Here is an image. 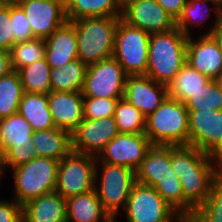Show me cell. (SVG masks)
<instances>
[{
	"label": "cell",
	"instance_id": "6da1fadb",
	"mask_svg": "<svg viewBox=\"0 0 222 222\" xmlns=\"http://www.w3.org/2000/svg\"><path fill=\"white\" fill-rule=\"evenodd\" d=\"M171 167L181 181L184 217L190 219L204 204L212 184L220 177L216 159L190 145L171 146Z\"/></svg>",
	"mask_w": 222,
	"mask_h": 222
},
{
	"label": "cell",
	"instance_id": "7a4b0ae2",
	"mask_svg": "<svg viewBox=\"0 0 222 222\" xmlns=\"http://www.w3.org/2000/svg\"><path fill=\"white\" fill-rule=\"evenodd\" d=\"M136 182L153 187L184 217V193L179 177L171 167V146L153 145L136 170Z\"/></svg>",
	"mask_w": 222,
	"mask_h": 222
},
{
	"label": "cell",
	"instance_id": "3957f363",
	"mask_svg": "<svg viewBox=\"0 0 222 222\" xmlns=\"http://www.w3.org/2000/svg\"><path fill=\"white\" fill-rule=\"evenodd\" d=\"M187 40L177 27L150 34L146 76L168 86L186 64Z\"/></svg>",
	"mask_w": 222,
	"mask_h": 222
},
{
	"label": "cell",
	"instance_id": "277c9868",
	"mask_svg": "<svg viewBox=\"0 0 222 222\" xmlns=\"http://www.w3.org/2000/svg\"><path fill=\"white\" fill-rule=\"evenodd\" d=\"M121 17H87L76 27L78 59L87 66L113 57L115 32Z\"/></svg>",
	"mask_w": 222,
	"mask_h": 222
},
{
	"label": "cell",
	"instance_id": "5b68a950",
	"mask_svg": "<svg viewBox=\"0 0 222 222\" xmlns=\"http://www.w3.org/2000/svg\"><path fill=\"white\" fill-rule=\"evenodd\" d=\"M188 118L185 104L167 97L158 109L146 117L145 135L152 145H188Z\"/></svg>",
	"mask_w": 222,
	"mask_h": 222
},
{
	"label": "cell",
	"instance_id": "8992f818",
	"mask_svg": "<svg viewBox=\"0 0 222 222\" xmlns=\"http://www.w3.org/2000/svg\"><path fill=\"white\" fill-rule=\"evenodd\" d=\"M59 160L37 156L32 161L12 168L14 199L21 205L55 190Z\"/></svg>",
	"mask_w": 222,
	"mask_h": 222
},
{
	"label": "cell",
	"instance_id": "52a82bcc",
	"mask_svg": "<svg viewBox=\"0 0 222 222\" xmlns=\"http://www.w3.org/2000/svg\"><path fill=\"white\" fill-rule=\"evenodd\" d=\"M98 166L99 163H96L94 189L102 203L104 211L112 220H117L120 208H123L122 210L125 209L128 198L136 183V171L124 166L107 163H100V167L102 168H98ZM99 169L101 172L98 171ZM98 179L100 183L97 181ZM97 182L99 188L96 187Z\"/></svg>",
	"mask_w": 222,
	"mask_h": 222
},
{
	"label": "cell",
	"instance_id": "ba28073f",
	"mask_svg": "<svg viewBox=\"0 0 222 222\" xmlns=\"http://www.w3.org/2000/svg\"><path fill=\"white\" fill-rule=\"evenodd\" d=\"M33 129L19 113L0 120V162L5 168H15L37 157L32 140Z\"/></svg>",
	"mask_w": 222,
	"mask_h": 222
},
{
	"label": "cell",
	"instance_id": "9c48e42d",
	"mask_svg": "<svg viewBox=\"0 0 222 222\" xmlns=\"http://www.w3.org/2000/svg\"><path fill=\"white\" fill-rule=\"evenodd\" d=\"M150 34L121 18L115 32L113 57L127 76L146 75Z\"/></svg>",
	"mask_w": 222,
	"mask_h": 222
},
{
	"label": "cell",
	"instance_id": "30bf717a",
	"mask_svg": "<svg viewBox=\"0 0 222 222\" xmlns=\"http://www.w3.org/2000/svg\"><path fill=\"white\" fill-rule=\"evenodd\" d=\"M96 156L71 151L58 166L55 190L67 199L95 187Z\"/></svg>",
	"mask_w": 222,
	"mask_h": 222
},
{
	"label": "cell",
	"instance_id": "8fae6325",
	"mask_svg": "<svg viewBox=\"0 0 222 222\" xmlns=\"http://www.w3.org/2000/svg\"><path fill=\"white\" fill-rule=\"evenodd\" d=\"M124 211L128 222H176L181 217L153 187L138 182Z\"/></svg>",
	"mask_w": 222,
	"mask_h": 222
},
{
	"label": "cell",
	"instance_id": "7c38bea8",
	"mask_svg": "<svg viewBox=\"0 0 222 222\" xmlns=\"http://www.w3.org/2000/svg\"><path fill=\"white\" fill-rule=\"evenodd\" d=\"M188 145L213 156L222 163V111L188 110Z\"/></svg>",
	"mask_w": 222,
	"mask_h": 222
},
{
	"label": "cell",
	"instance_id": "4fadbf2b",
	"mask_svg": "<svg viewBox=\"0 0 222 222\" xmlns=\"http://www.w3.org/2000/svg\"><path fill=\"white\" fill-rule=\"evenodd\" d=\"M127 74L114 57L89 65L86 71L83 97L121 99Z\"/></svg>",
	"mask_w": 222,
	"mask_h": 222
},
{
	"label": "cell",
	"instance_id": "5bb4252c",
	"mask_svg": "<svg viewBox=\"0 0 222 222\" xmlns=\"http://www.w3.org/2000/svg\"><path fill=\"white\" fill-rule=\"evenodd\" d=\"M152 146L145 133H119L100 151L96 161L136 171Z\"/></svg>",
	"mask_w": 222,
	"mask_h": 222
},
{
	"label": "cell",
	"instance_id": "9a60e30c",
	"mask_svg": "<svg viewBox=\"0 0 222 222\" xmlns=\"http://www.w3.org/2000/svg\"><path fill=\"white\" fill-rule=\"evenodd\" d=\"M119 133L114 116L102 119L84 118L71 134L72 151L97 156Z\"/></svg>",
	"mask_w": 222,
	"mask_h": 222
},
{
	"label": "cell",
	"instance_id": "2e32d148",
	"mask_svg": "<svg viewBox=\"0 0 222 222\" xmlns=\"http://www.w3.org/2000/svg\"><path fill=\"white\" fill-rule=\"evenodd\" d=\"M28 18L33 36L45 39L68 20L65 5L59 0L15 1Z\"/></svg>",
	"mask_w": 222,
	"mask_h": 222
},
{
	"label": "cell",
	"instance_id": "e0dca14e",
	"mask_svg": "<svg viewBox=\"0 0 222 222\" xmlns=\"http://www.w3.org/2000/svg\"><path fill=\"white\" fill-rule=\"evenodd\" d=\"M121 19L149 34L169 31L176 20L156 0H135L122 8Z\"/></svg>",
	"mask_w": 222,
	"mask_h": 222
},
{
	"label": "cell",
	"instance_id": "ac0fdd59",
	"mask_svg": "<svg viewBox=\"0 0 222 222\" xmlns=\"http://www.w3.org/2000/svg\"><path fill=\"white\" fill-rule=\"evenodd\" d=\"M186 63L210 80H218L222 71V52L213 35L187 40Z\"/></svg>",
	"mask_w": 222,
	"mask_h": 222
},
{
	"label": "cell",
	"instance_id": "d6986e66",
	"mask_svg": "<svg viewBox=\"0 0 222 222\" xmlns=\"http://www.w3.org/2000/svg\"><path fill=\"white\" fill-rule=\"evenodd\" d=\"M167 97V86L157 83L149 76L126 77L124 98L145 117L158 109Z\"/></svg>",
	"mask_w": 222,
	"mask_h": 222
},
{
	"label": "cell",
	"instance_id": "ffe728a7",
	"mask_svg": "<svg viewBox=\"0 0 222 222\" xmlns=\"http://www.w3.org/2000/svg\"><path fill=\"white\" fill-rule=\"evenodd\" d=\"M47 98L55 127L72 134L84 120L82 92L50 91Z\"/></svg>",
	"mask_w": 222,
	"mask_h": 222
},
{
	"label": "cell",
	"instance_id": "44dd1931",
	"mask_svg": "<svg viewBox=\"0 0 222 222\" xmlns=\"http://www.w3.org/2000/svg\"><path fill=\"white\" fill-rule=\"evenodd\" d=\"M44 40L45 58L51 68L78 59L76 27L72 22L67 21Z\"/></svg>",
	"mask_w": 222,
	"mask_h": 222
},
{
	"label": "cell",
	"instance_id": "7402d4cb",
	"mask_svg": "<svg viewBox=\"0 0 222 222\" xmlns=\"http://www.w3.org/2000/svg\"><path fill=\"white\" fill-rule=\"evenodd\" d=\"M23 222H67L66 199L56 191L22 205Z\"/></svg>",
	"mask_w": 222,
	"mask_h": 222
},
{
	"label": "cell",
	"instance_id": "603a6c76",
	"mask_svg": "<svg viewBox=\"0 0 222 222\" xmlns=\"http://www.w3.org/2000/svg\"><path fill=\"white\" fill-rule=\"evenodd\" d=\"M209 2V4H207ZM212 3L215 12V24L209 27V30L202 34V36L212 35L214 30L221 24V5L218 0H188L183 6L181 15L176 20V27L179 28L187 38L192 36L190 34V27L194 25H201L210 18L211 9L209 7ZM210 9V10H209Z\"/></svg>",
	"mask_w": 222,
	"mask_h": 222
},
{
	"label": "cell",
	"instance_id": "cb8c5ba5",
	"mask_svg": "<svg viewBox=\"0 0 222 222\" xmlns=\"http://www.w3.org/2000/svg\"><path fill=\"white\" fill-rule=\"evenodd\" d=\"M67 222H111L95 189L66 199Z\"/></svg>",
	"mask_w": 222,
	"mask_h": 222
},
{
	"label": "cell",
	"instance_id": "d4e9b609",
	"mask_svg": "<svg viewBox=\"0 0 222 222\" xmlns=\"http://www.w3.org/2000/svg\"><path fill=\"white\" fill-rule=\"evenodd\" d=\"M37 156L61 161L72 151L71 134L65 130L53 128L34 131L32 140Z\"/></svg>",
	"mask_w": 222,
	"mask_h": 222
},
{
	"label": "cell",
	"instance_id": "484cf974",
	"mask_svg": "<svg viewBox=\"0 0 222 222\" xmlns=\"http://www.w3.org/2000/svg\"><path fill=\"white\" fill-rule=\"evenodd\" d=\"M18 113L30 123L33 131L55 128L46 94L24 92Z\"/></svg>",
	"mask_w": 222,
	"mask_h": 222
},
{
	"label": "cell",
	"instance_id": "4316f807",
	"mask_svg": "<svg viewBox=\"0 0 222 222\" xmlns=\"http://www.w3.org/2000/svg\"><path fill=\"white\" fill-rule=\"evenodd\" d=\"M69 22L87 17H121L118 0H69L65 5Z\"/></svg>",
	"mask_w": 222,
	"mask_h": 222
},
{
	"label": "cell",
	"instance_id": "83f0119b",
	"mask_svg": "<svg viewBox=\"0 0 222 222\" xmlns=\"http://www.w3.org/2000/svg\"><path fill=\"white\" fill-rule=\"evenodd\" d=\"M88 66L79 59L70 61L62 67L51 68L52 91L82 92Z\"/></svg>",
	"mask_w": 222,
	"mask_h": 222
},
{
	"label": "cell",
	"instance_id": "f1b7e54d",
	"mask_svg": "<svg viewBox=\"0 0 222 222\" xmlns=\"http://www.w3.org/2000/svg\"><path fill=\"white\" fill-rule=\"evenodd\" d=\"M209 81L210 79L208 77L200 74L186 63L168 84V97L184 103Z\"/></svg>",
	"mask_w": 222,
	"mask_h": 222
},
{
	"label": "cell",
	"instance_id": "f546056e",
	"mask_svg": "<svg viewBox=\"0 0 222 222\" xmlns=\"http://www.w3.org/2000/svg\"><path fill=\"white\" fill-rule=\"evenodd\" d=\"M50 70L46 58L20 68L18 73L24 92L48 95L52 91Z\"/></svg>",
	"mask_w": 222,
	"mask_h": 222
},
{
	"label": "cell",
	"instance_id": "4dcf8cb0",
	"mask_svg": "<svg viewBox=\"0 0 222 222\" xmlns=\"http://www.w3.org/2000/svg\"><path fill=\"white\" fill-rule=\"evenodd\" d=\"M23 94L18 71L11 70L0 78V120L18 113Z\"/></svg>",
	"mask_w": 222,
	"mask_h": 222
},
{
	"label": "cell",
	"instance_id": "1f68e13d",
	"mask_svg": "<svg viewBox=\"0 0 222 222\" xmlns=\"http://www.w3.org/2000/svg\"><path fill=\"white\" fill-rule=\"evenodd\" d=\"M114 118L120 133H145L146 117L124 97L117 101Z\"/></svg>",
	"mask_w": 222,
	"mask_h": 222
},
{
	"label": "cell",
	"instance_id": "d6a6232c",
	"mask_svg": "<svg viewBox=\"0 0 222 222\" xmlns=\"http://www.w3.org/2000/svg\"><path fill=\"white\" fill-rule=\"evenodd\" d=\"M45 40L33 38L19 42L10 50L11 68L18 71L20 68L45 58Z\"/></svg>",
	"mask_w": 222,
	"mask_h": 222
},
{
	"label": "cell",
	"instance_id": "836d02e7",
	"mask_svg": "<svg viewBox=\"0 0 222 222\" xmlns=\"http://www.w3.org/2000/svg\"><path fill=\"white\" fill-rule=\"evenodd\" d=\"M187 110L222 111V85L217 80H210L185 102Z\"/></svg>",
	"mask_w": 222,
	"mask_h": 222
},
{
	"label": "cell",
	"instance_id": "e575fe53",
	"mask_svg": "<svg viewBox=\"0 0 222 222\" xmlns=\"http://www.w3.org/2000/svg\"><path fill=\"white\" fill-rule=\"evenodd\" d=\"M190 222H222V177L220 176L210 189L206 201L200 206Z\"/></svg>",
	"mask_w": 222,
	"mask_h": 222
},
{
	"label": "cell",
	"instance_id": "d590c367",
	"mask_svg": "<svg viewBox=\"0 0 222 222\" xmlns=\"http://www.w3.org/2000/svg\"><path fill=\"white\" fill-rule=\"evenodd\" d=\"M117 101L118 99L84 97V118L102 119L104 117H113Z\"/></svg>",
	"mask_w": 222,
	"mask_h": 222
},
{
	"label": "cell",
	"instance_id": "8d00e7d4",
	"mask_svg": "<svg viewBox=\"0 0 222 222\" xmlns=\"http://www.w3.org/2000/svg\"><path fill=\"white\" fill-rule=\"evenodd\" d=\"M11 22L13 26L14 45L35 38L33 36L28 18L22 8L11 1Z\"/></svg>",
	"mask_w": 222,
	"mask_h": 222
},
{
	"label": "cell",
	"instance_id": "74e56055",
	"mask_svg": "<svg viewBox=\"0 0 222 222\" xmlns=\"http://www.w3.org/2000/svg\"><path fill=\"white\" fill-rule=\"evenodd\" d=\"M11 22V1H0V49L10 52L14 45Z\"/></svg>",
	"mask_w": 222,
	"mask_h": 222
},
{
	"label": "cell",
	"instance_id": "f35d334b",
	"mask_svg": "<svg viewBox=\"0 0 222 222\" xmlns=\"http://www.w3.org/2000/svg\"><path fill=\"white\" fill-rule=\"evenodd\" d=\"M0 222H23L22 205L15 199L0 200Z\"/></svg>",
	"mask_w": 222,
	"mask_h": 222
},
{
	"label": "cell",
	"instance_id": "ab89813d",
	"mask_svg": "<svg viewBox=\"0 0 222 222\" xmlns=\"http://www.w3.org/2000/svg\"><path fill=\"white\" fill-rule=\"evenodd\" d=\"M159 5L175 20L181 15L183 6L188 0H156Z\"/></svg>",
	"mask_w": 222,
	"mask_h": 222
},
{
	"label": "cell",
	"instance_id": "60d3db41",
	"mask_svg": "<svg viewBox=\"0 0 222 222\" xmlns=\"http://www.w3.org/2000/svg\"><path fill=\"white\" fill-rule=\"evenodd\" d=\"M12 70L10 52L0 49V78Z\"/></svg>",
	"mask_w": 222,
	"mask_h": 222
},
{
	"label": "cell",
	"instance_id": "b9f144b4",
	"mask_svg": "<svg viewBox=\"0 0 222 222\" xmlns=\"http://www.w3.org/2000/svg\"><path fill=\"white\" fill-rule=\"evenodd\" d=\"M216 41L219 43L221 52H222V25L220 24L212 34Z\"/></svg>",
	"mask_w": 222,
	"mask_h": 222
},
{
	"label": "cell",
	"instance_id": "7bdbcfd3",
	"mask_svg": "<svg viewBox=\"0 0 222 222\" xmlns=\"http://www.w3.org/2000/svg\"><path fill=\"white\" fill-rule=\"evenodd\" d=\"M132 1H135V0H118L121 8H123L125 5L129 4Z\"/></svg>",
	"mask_w": 222,
	"mask_h": 222
},
{
	"label": "cell",
	"instance_id": "ee69618b",
	"mask_svg": "<svg viewBox=\"0 0 222 222\" xmlns=\"http://www.w3.org/2000/svg\"><path fill=\"white\" fill-rule=\"evenodd\" d=\"M217 81L222 85V71Z\"/></svg>",
	"mask_w": 222,
	"mask_h": 222
},
{
	"label": "cell",
	"instance_id": "f6af8a7d",
	"mask_svg": "<svg viewBox=\"0 0 222 222\" xmlns=\"http://www.w3.org/2000/svg\"><path fill=\"white\" fill-rule=\"evenodd\" d=\"M59 1L62 2L64 5H66L69 2V0H59Z\"/></svg>",
	"mask_w": 222,
	"mask_h": 222
},
{
	"label": "cell",
	"instance_id": "bcb514c9",
	"mask_svg": "<svg viewBox=\"0 0 222 222\" xmlns=\"http://www.w3.org/2000/svg\"><path fill=\"white\" fill-rule=\"evenodd\" d=\"M2 175H3V172H2V168H1V162H0V179H2Z\"/></svg>",
	"mask_w": 222,
	"mask_h": 222
},
{
	"label": "cell",
	"instance_id": "7dc6e473",
	"mask_svg": "<svg viewBox=\"0 0 222 222\" xmlns=\"http://www.w3.org/2000/svg\"><path fill=\"white\" fill-rule=\"evenodd\" d=\"M220 176L222 177V163L220 164Z\"/></svg>",
	"mask_w": 222,
	"mask_h": 222
},
{
	"label": "cell",
	"instance_id": "c3c4849f",
	"mask_svg": "<svg viewBox=\"0 0 222 222\" xmlns=\"http://www.w3.org/2000/svg\"><path fill=\"white\" fill-rule=\"evenodd\" d=\"M221 25H222V5H221Z\"/></svg>",
	"mask_w": 222,
	"mask_h": 222
}]
</instances>
